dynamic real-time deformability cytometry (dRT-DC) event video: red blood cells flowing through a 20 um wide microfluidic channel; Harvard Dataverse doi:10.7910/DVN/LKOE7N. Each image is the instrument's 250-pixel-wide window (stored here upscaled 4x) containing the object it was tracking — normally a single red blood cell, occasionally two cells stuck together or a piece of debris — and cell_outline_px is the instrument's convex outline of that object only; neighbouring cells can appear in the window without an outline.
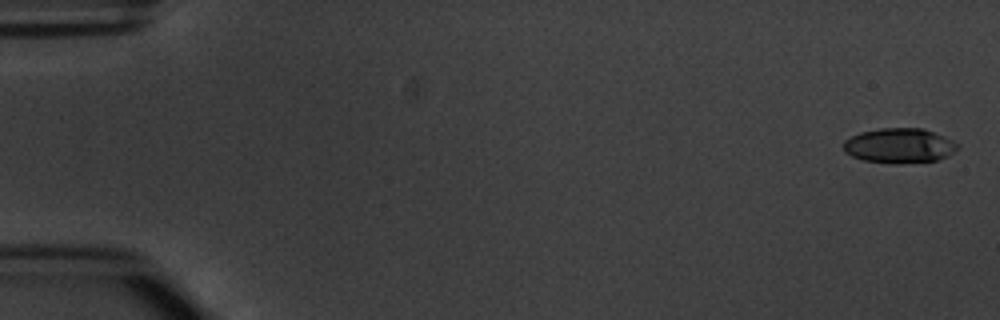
{"species": "common noctule bat (a hibernating species)", "species_latin": "Nyctalus noctula", "temperature_condition": "warm", "stored_images_in_passage": 5, "camera_frame_rate_fps": 3000, "um_per_image_px": 0.085, "animal": {"sex": "male", "body_mass_g": 20.1, "forearm_length_mm": 53.5}, "frame": {"image": 1, "passage_image": 1, "time_ms": 0.0, "image_size_px": [1000, 320], "cell_outline_px": [[960, 148], [948, 156], [940, 160], [896, 164], [892, 164], [864, 160], [852, 156], [844, 152], [844, 140], [860, 132], [880, 128], [920, 128], [944, 136], [952, 140]], "centroid_in_image_um": [76.45, 12.39], "position_along_channel_um": 8.6, "area_um2": 23.24}}
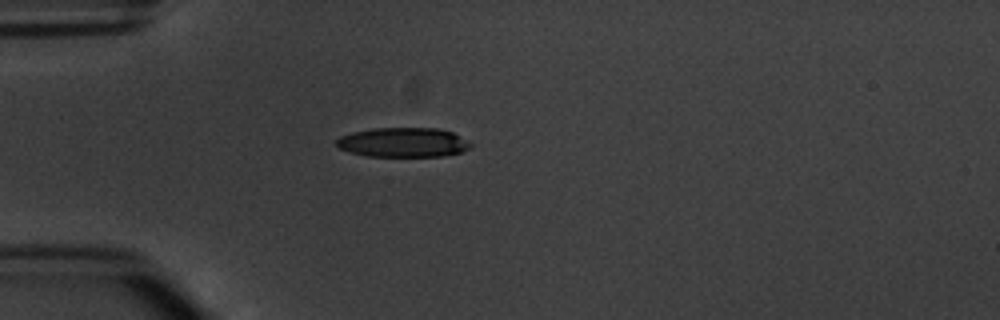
{"frame": {"image": 2, "passage_image": 5, "time_ms": 4.667, "image_size_px": [1000, 320], "cell_outline_px": [[472, 144], [468, 148], [460, 152], [444, 156], [364, 156], [336, 148], [336, 140], [340, 136], [352, 132], [376, 128], [436, 128], [452, 132]], "centroid_in_image_um": [34.21, 12.1], "position_along_channel_um": 50.8, "area_um2": 23.0}}